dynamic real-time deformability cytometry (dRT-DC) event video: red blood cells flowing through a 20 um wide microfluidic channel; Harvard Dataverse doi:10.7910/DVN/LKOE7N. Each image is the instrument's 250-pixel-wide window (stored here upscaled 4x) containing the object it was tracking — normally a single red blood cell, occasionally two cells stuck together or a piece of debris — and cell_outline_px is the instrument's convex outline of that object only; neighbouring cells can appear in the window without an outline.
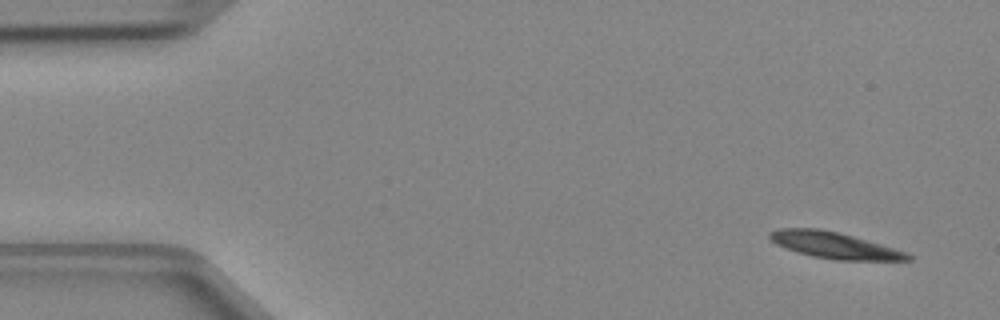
{"species": "Egyptian fruit bat (a non-hibernating species)", "species_latin": "Rousettus aegyptiacus", "temperature_condition": "cold", "stored_images_in_passage": 45, "camera_frame_rate_fps": 3000, "um_per_image_px": 0.085, "animal": {"sex": "female"}, "frame": {"image": 1, "passage_image": 1, "time_ms": 0.0, "image_size_px": [1000, 320], "cell_outline_px": [[912, 260], [836, 260], [812, 256], [796, 252], [776, 244], [768, 236], [768, 232], [780, 228], [820, 228], [840, 232], [908, 252], [912, 256]], "centroid_in_image_um": [70.91, 20.84], "position_along_channel_um": 14.1, "area_um2": 21.27}}
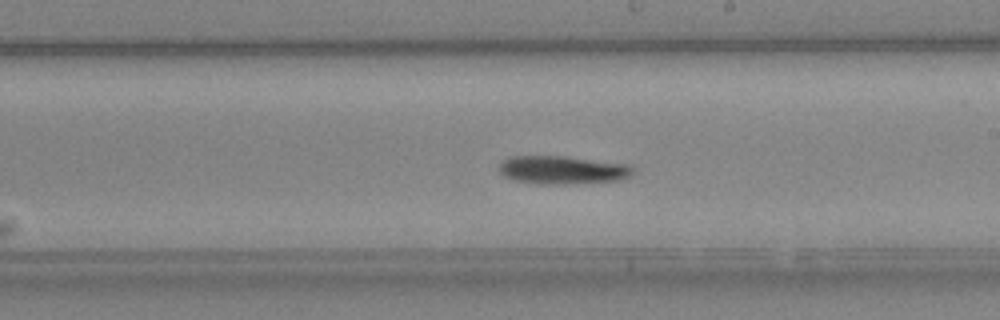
{"frame": {"image": 2, "passage_image": 25, "time_ms": 8.0, "image_size_px": [1000, 320], "cell_outline_px": [[632, 172], [628, 176], [620, 180], [564, 184], [536, 184], [512, 180], [504, 176], [500, 172], [500, 164], [504, 160], [512, 156], [564, 156], [632, 164]], "centroid_in_image_um": [47.8, 14.44], "position_along_channel_um": 241.2, "area_um2": 22.02}}
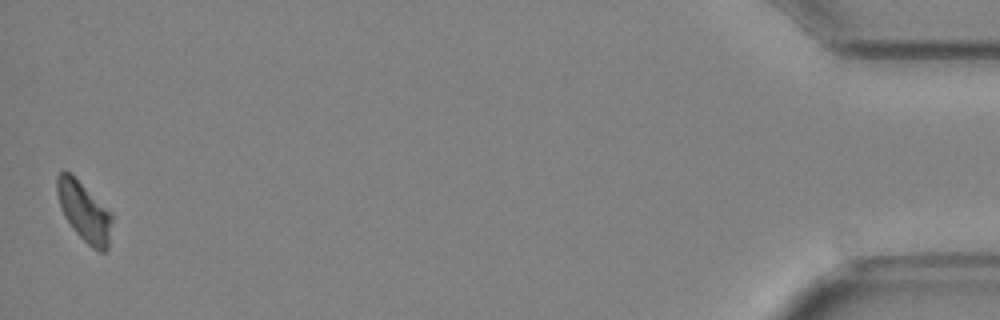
{"frame": {"image": 3, "passage_image": 45, "time_ms": 14.667, "image_size_px": [1000, 320], "cell_outline_px": [[112, 220], [108, 248], [104, 252], [100, 252], [92, 248], [72, 228], [64, 216], [56, 192], [56, 176], [64, 168], [112, 216]], "centroid_in_image_um": [7.11, 18.03], "position_along_channel_um": 428.1, "area_um2": 18.21}}